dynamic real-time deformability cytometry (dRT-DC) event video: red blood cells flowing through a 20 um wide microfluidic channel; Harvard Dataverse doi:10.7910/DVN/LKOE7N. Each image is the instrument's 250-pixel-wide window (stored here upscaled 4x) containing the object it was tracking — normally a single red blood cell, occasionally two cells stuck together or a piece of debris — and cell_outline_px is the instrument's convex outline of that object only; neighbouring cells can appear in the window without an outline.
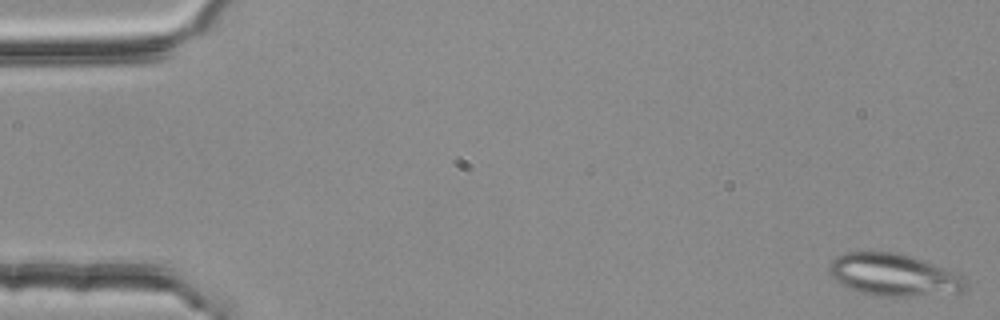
{"species": "common noctule bat (a hibernating species)", "species_latin": "Nyctalus noctula", "temperature_condition": "room temperature", "stored_images_in_passage": 53, "camera_frame_rate_fps": 3000, "um_per_image_px": 0.085, "animal": {"sex": "female", "body_mass_g": 25.1}, "frame": {"image": 1, "passage_image": 1, "time_ms": 0.0, "image_size_px": [1000, 320], "cell_outline_px": [[968, 288], [964, 292], [912, 296], [880, 296], [860, 292], [848, 288], [840, 284], [832, 276], [828, 268], [832, 260], [836, 256], [844, 252], [900, 252], [924, 260], [960, 276], [968, 280]], "centroid_in_image_um": [75.96, 23.36], "position_along_channel_um": 9.0, "area_um2": 33.58}}
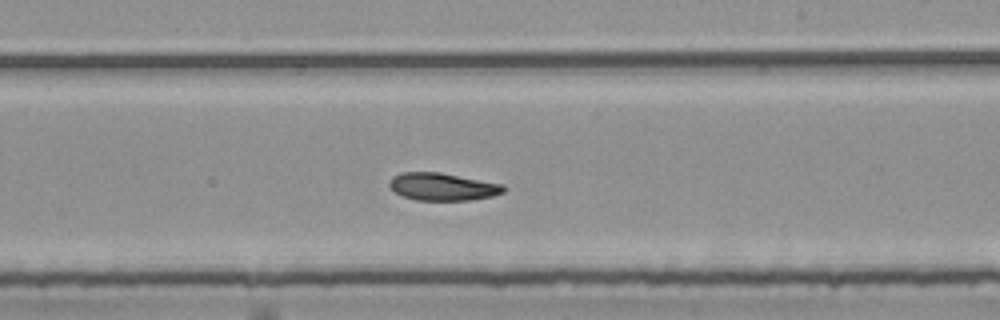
{"frame": {"image": 2, "passage_image": 32, "time_ms": 10.333, "image_size_px": [1000, 320], "cell_outline_px": [[508, 188], [504, 192], [492, 196], [472, 200], [416, 200], [400, 196], [388, 184], [388, 180], [392, 176], [400, 172], [440, 172], [504, 184]], "centroid_in_image_um": [37.62, 15.86], "position_along_channel_um": 251.4, "area_um2": 18.61}}
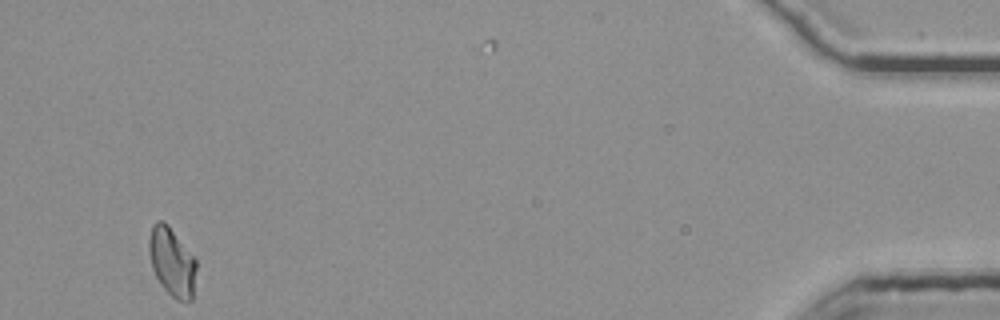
{"frame": {"image": 3, "passage_image": 52, "time_ms": 17.0, "image_size_px": [1000, 320], "cell_outline_px": [[196, 268], [192, 300], [176, 300], [160, 284], [152, 268], [148, 248], [148, 240], [152, 224], [156, 220], [160, 220], [168, 224], [196, 260]], "centroid_in_image_um": [14.59, 22.24], "position_along_channel_um": 420.6, "area_um2": 18.79}}